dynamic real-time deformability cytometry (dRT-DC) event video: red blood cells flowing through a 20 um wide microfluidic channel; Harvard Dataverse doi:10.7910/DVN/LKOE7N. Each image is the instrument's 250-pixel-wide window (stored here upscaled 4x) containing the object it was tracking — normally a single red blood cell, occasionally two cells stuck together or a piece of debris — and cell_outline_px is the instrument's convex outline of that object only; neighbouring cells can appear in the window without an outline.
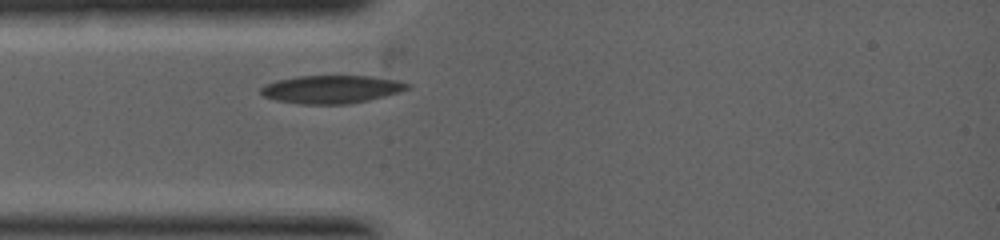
{"species": "common noctule bat (a hibernating species)", "species_latin": "Nyctalus noctula", "temperature_condition": "warm", "stored_images_in_passage": 2, "camera_frame_rate_fps": 5000, "um_per_image_px": 0.085, "animal": {"sex": "female", "body_mass_g": 19.0, "forearm_length_mm": 53.3}, "frame": {"image": 1, "passage_image": 2, "time_ms": 1.0, "image_size_px": [1000, 240], "cell_outline_px": [[412, 84], [408, 88], [400, 92], [368, 100], [348, 104], [300, 104], [276, 100], [264, 96], [260, 92], [260, 88], [264, 84], [276, 80], [296, 76], [372, 76], [396, 80]], "centroid_in_image_um": [28.15, 7.58], "position_along_channel_um": 56.8, "area_um2": 23.99}}